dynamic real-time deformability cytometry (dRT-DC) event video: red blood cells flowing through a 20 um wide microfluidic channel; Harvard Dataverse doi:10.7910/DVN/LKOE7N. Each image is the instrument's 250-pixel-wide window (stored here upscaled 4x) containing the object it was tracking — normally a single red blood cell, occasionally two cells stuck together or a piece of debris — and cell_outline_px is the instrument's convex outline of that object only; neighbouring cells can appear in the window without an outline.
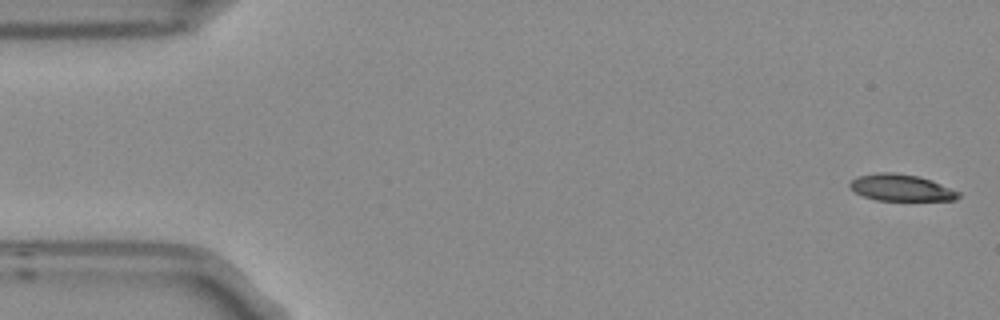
{"species": "Egyptian fruit bat (a non-hibernating species)", "species_latin": "Rousettus aegyptiacus", "temperature_condition": "room temperature", "stored_images_in_passage": 5, "camera_frame_rate_fps": 3000, "um_per_image_px": 0.085, "frame": {"image": 1, "passage_image": 1, "time_ms": 0.0, "image_size_px": [1000, 320], "cell_outline_px": [[960, 196], [956, 200], [876, 200], [864, 196], [848, 188], [848, 184], [856, 176], [876, 172], [896, 172], [920, 176], [932, 180], [960, 192]], "centroid_in_image_um": [76.57, 15.93], "position_along_channel_um": 8.4, "area_um2": 17.05}}
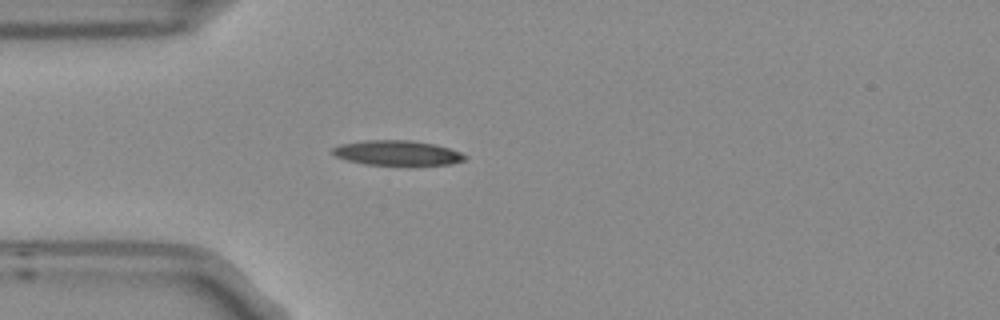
{"frame": {"image": 2, "passage_image": 5, "time_ms": 1.333, "image_size_px": [1000, 320], "cell_outline_px": [[468, 156], [464, 160], [452, 164], [412, 168], [408, 168], [368, 164], [348, 160], [336, 156], [332, 152], [332, 148], [340, 144], [364, 140], [412, 140], [436, 144], [460, 152]], "centroid_in_image_um": [33.84, 13.04], "position_along_channel_um": 51.2, "area_um2": 20.17}}